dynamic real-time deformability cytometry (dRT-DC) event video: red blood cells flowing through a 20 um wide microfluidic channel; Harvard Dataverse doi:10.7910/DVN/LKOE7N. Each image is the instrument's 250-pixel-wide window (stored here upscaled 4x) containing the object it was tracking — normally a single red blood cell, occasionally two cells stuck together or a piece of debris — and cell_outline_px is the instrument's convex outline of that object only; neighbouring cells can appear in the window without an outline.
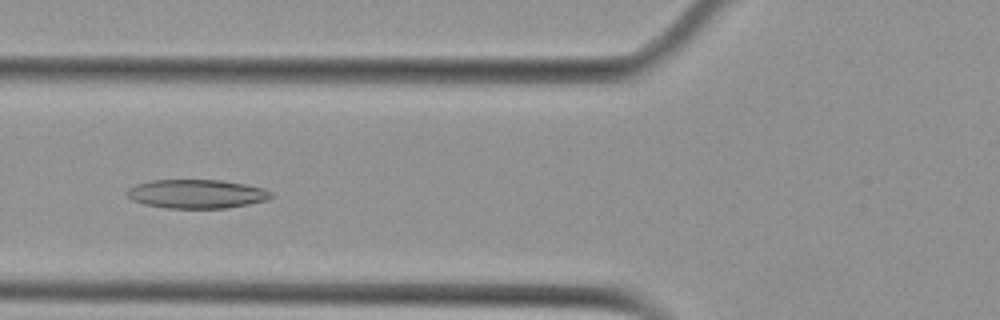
{"species": "Egyptian fruit bat (a non-hibernating species)", "species_latin": "Rousettus aegyptiacus", "temperature_condition": "cold", "stored_images_in_passage": 14, "camera_frame_rate_fps": 3000, "um_per_image_px": 0.085, "animal": {"sex": "female"}, "frame": {"image": 1, "passage_image": 5, "time_ms": 1.333, "image_size_px": [1000, 320], "cell_outline_px": [[272, 196], [268, 200], [228, 208], [164, 208], [144, 204], [132, 200], [124, 192], [128, 188], [136, 184], [152, 180], [220, 180], [248, 184], [264, 188], [272, 192]], "centroid_in_image_um": [16.71, 16.48], "position_along_channel_um": 109.1, "area_um2": 24.45}}
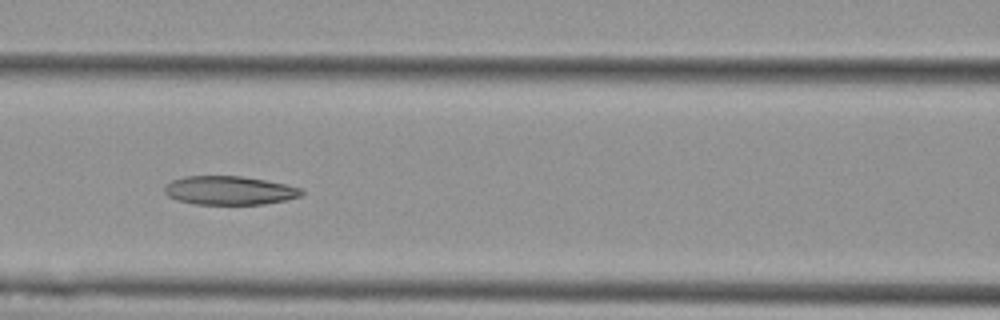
{"frame": {"image": 2, "passage_image": 8, "time_ms": 2.333, "image_size_px": [1000, 320], "cell_outline_px": [[304, 192], [300, 196], [288, 200], [264, 204], [196, 204], [176, 200], [168, 196], [164, 192], [164, 188], [172, 180], [184, 176], [240, 176], [264, 180], [284, 184], [300, 188]], "centroid_in_image_um": [19.49, 16.19], "position_along_channel_um": 147.1, "area_um2": 22.83}}